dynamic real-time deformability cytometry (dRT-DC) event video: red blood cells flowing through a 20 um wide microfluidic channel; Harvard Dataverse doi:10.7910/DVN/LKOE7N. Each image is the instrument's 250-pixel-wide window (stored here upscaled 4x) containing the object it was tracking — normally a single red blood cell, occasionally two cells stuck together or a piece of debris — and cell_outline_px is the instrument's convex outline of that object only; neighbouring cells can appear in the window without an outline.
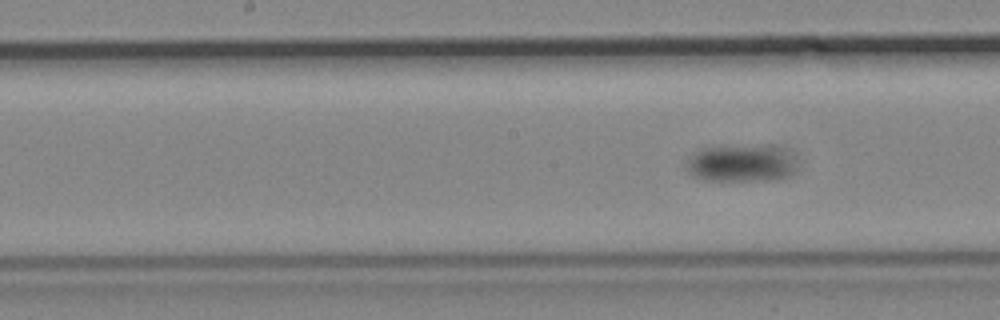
{"species": "common noctule bat (a hibernating species)", "species_latin": "Nyctalus noctula", "temperature_condition": "cold", "stored_images_in_passage": 16, "camera_frame_rate_fps": 3000, "um_per_image_px": 0.085, "animal": {"sex": "male", "body_mass_g": 19.2, "forearm_length_mm": 51.8}, "frame": {"image": 1, "passage_image": 16, "time_ms": 19.333, "image_size_px": [1000, 320], "cell_outline_px": [[792, 172], [784, 176], [772, 180], [704, 180], [692, 176], [684, 168], [692, 152], [700, 148], [780, 148], [792, 160]], "centroid_in_image_um": [62.81, 13.94], "position_along_channel_um": 185.4, "area_um2": 22.48}}